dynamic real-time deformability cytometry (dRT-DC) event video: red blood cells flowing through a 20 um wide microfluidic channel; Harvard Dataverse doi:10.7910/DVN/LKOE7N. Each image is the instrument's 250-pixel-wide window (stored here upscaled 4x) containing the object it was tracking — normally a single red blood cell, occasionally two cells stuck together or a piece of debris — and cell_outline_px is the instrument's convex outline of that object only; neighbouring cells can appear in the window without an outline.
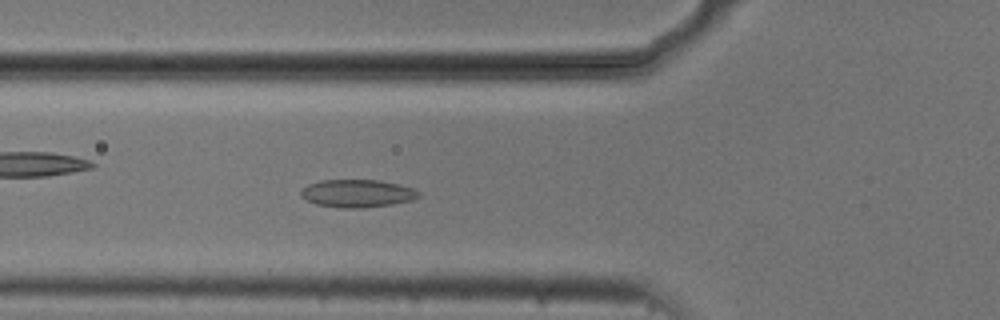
{"species": "common noctule bat (a hibernating species)", "species_latin": "Nyctalus noctula", "temperature_condition": "cold", "stored_images_in_passage": 44, "camera_frame_rate_fps": 3000, "um_per_image_px": 0.085, "animal": {"sex": "male", "body_mass_g": 20.5, "forearm_length_mm": 52.5}, "frame": {"image": 1, "passage_image": 9, "time_ms": 2.667, "image_size_px": [1000, 320], "cell_outline_px": [[420, 196], [412, 200], [392, 204], [360, 208], [340, 208], [316, 204], [304, 200], [300, 196], [300, 188], [308, 184], [320, 180], [380, 180], [412, 188], [420, 192]], "centroid_in_image_um": [30.3, 16.44], "position_along_channel_um": 95.5, "area_um2": 19.19}}
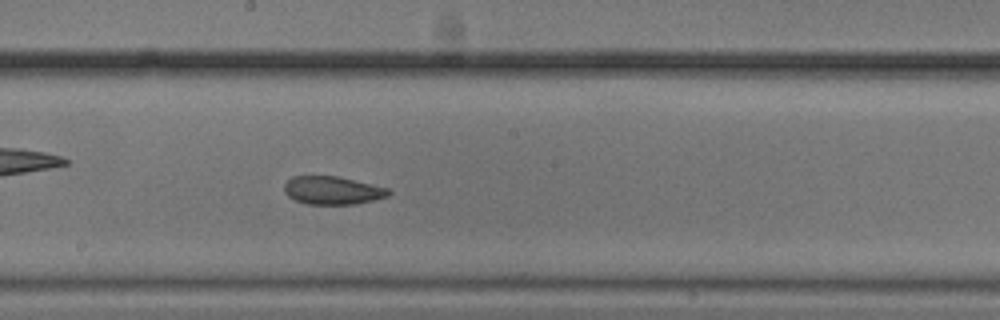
{"frame": {"image": 2, "passage_image": 19, "time_ms": 6.0, "image_size_px": [1000, 320], "cell_outline_px": [[392, 192], [388, 196], [356, 204], [308, 204], [296, 200], [288, 196], [284, 192], [284, 184], [292, 176], [340, 176], [388, 188]], "centroid_in_image_um": [28.26, 16.17], "position_along_channel_um": 219.9, "area_um2": 17.11}}
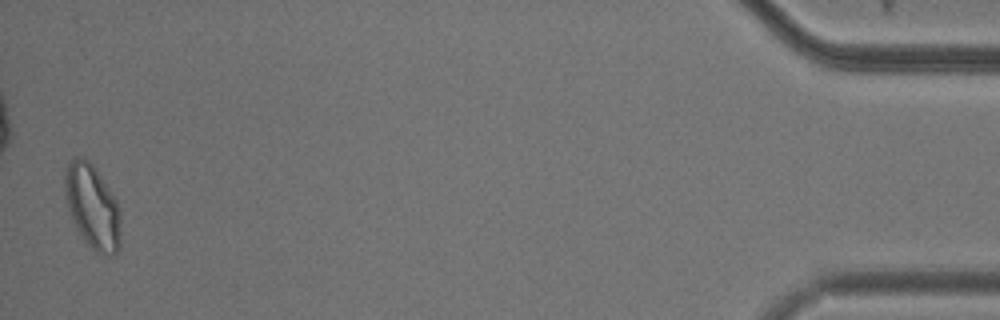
{"frame": {"image": 3, "passage_image": 43, "time_ms": 14.0, "image_size_px": [1000, 320], "cell_outline_px": [[120, 248], [112, 256], [108, 256], [96, 252], [84, 240], [76, 228], [72, 220], [64, 196], [64, 172], [72, 156], [84, 156], [92, 164], [116, 200], [120, 208]], "centroid_in_image_um": [7.84, 17.56], "position_along_channel_um": 427.4, "area_um2": 27.63}, "authors_computed_cell_mechanics": {"area_um2": 18.9006, "velocity_mm_per_s": 3.7167, "shape_relaxation_time_tau1_ms": null, "shape_relaxation_time_tau2_ms": 2.844, "deformation_change_tau1": null, "deformation_change_tau2": 0.0747}}